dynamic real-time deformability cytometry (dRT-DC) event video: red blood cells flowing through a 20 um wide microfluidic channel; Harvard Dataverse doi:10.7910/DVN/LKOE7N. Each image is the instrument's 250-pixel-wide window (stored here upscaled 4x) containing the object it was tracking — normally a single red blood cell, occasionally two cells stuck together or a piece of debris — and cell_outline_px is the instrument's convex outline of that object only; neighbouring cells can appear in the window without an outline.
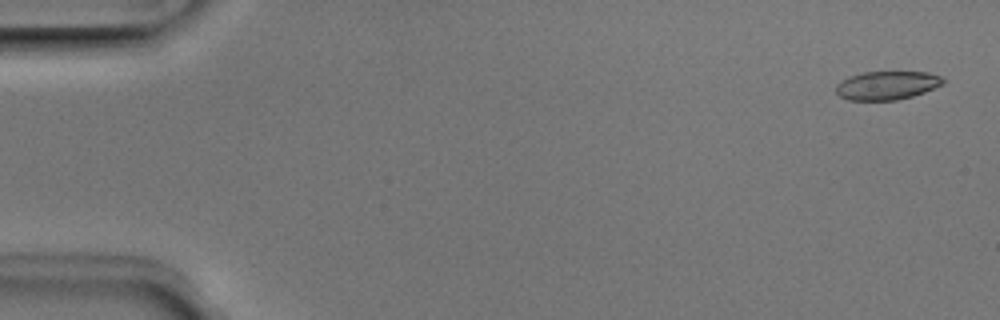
{"species": "Egyptian fruit bat (a non-hibernating species)", "species_latin": "Rousettus aegyptiacus", "temperature_condition": "room temperature", "stored_images_in_passage": 50, "camera_frame_rate_fps": 3000, "um_per_image_px": 0.085, "animal": {"sex": "male"}, "frame": {"image": 1, "passage_image": 1, "time_ms": 0.0, "image_size_px": [1000, 320], "cell_outline_px": [[944, 84], [924, 92], [912, 96], [896, 100], [848, 100], [840, 96], [836, 92], [836, 84], [848, 76], [864, 72], [928, 72], [940, 76], [944, 80]], "centroid_in_image_um": [75.38, 7.25], "position_along_channel_um": 9.6, "area_um2": 17.8}}
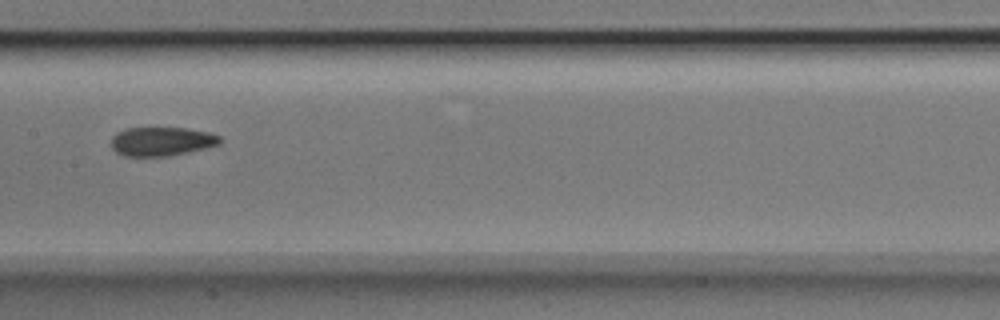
{"frame": {"image": 2, "passage_image": 25, "time_ms": 8.0, "image_size_px": [1000, 320], "cell_outline_px": [[220, 144], [188, 152], [168, 156], [124, 156], [116, 152], [112, 148], [112, 136], [116, 132], [124, 128], [184, 128], [208, 132], [220, 136]], "centroid_in_image_um": [13.7, 12.02], "position_along_channel_um": 193.7, "area_um2": 18.26}}
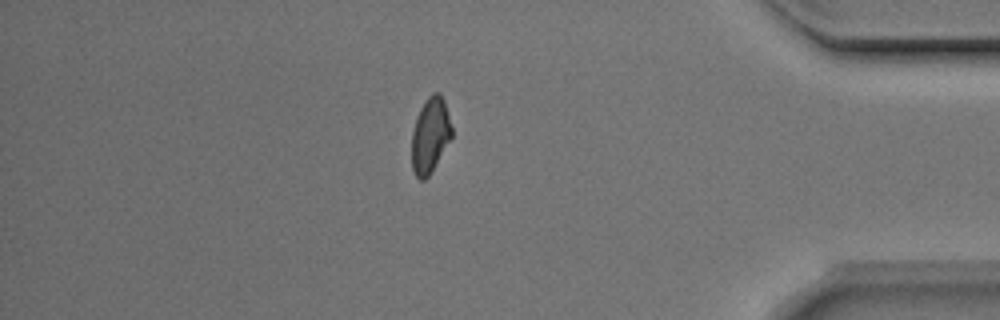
{"frame": {"image": 3, "passage_image": 43, "time_ms": 14.0, "image_size_px": [1000, 320], "cell_outline_px": [[452, 136], [428, 176], [424, 180], [420, 180], [416, 176], [412, 168], [412, 132], [420, 108], [428, 96], [432, 92], [440, 92], [444, 100], [452, 128]], "centroid_in_image_um": [36.56, 11.47], "position_along_channel_um": 398.6, "area_um2": 17.28}}